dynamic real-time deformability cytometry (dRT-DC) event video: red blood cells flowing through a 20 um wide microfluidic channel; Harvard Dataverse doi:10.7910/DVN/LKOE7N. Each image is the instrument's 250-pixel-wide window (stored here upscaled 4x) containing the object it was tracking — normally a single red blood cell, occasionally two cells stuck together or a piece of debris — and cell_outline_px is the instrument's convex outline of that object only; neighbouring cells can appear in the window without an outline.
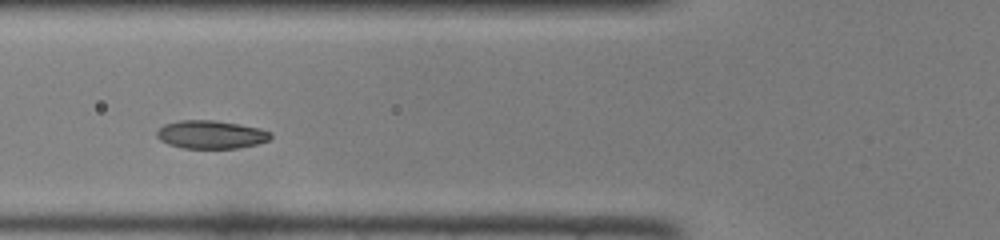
{"species": "common noctule bat (a hibernating species)", "species_latin": "Nyctalus noctula", "temperature_condition": "room temperature", "stored_images_in_passage": 39, "camera_frame_rate_fps": 3000, "um_per_image_px": 0.085, "animal": {"sex": "female", "body_mass_g": 22.0, "forearm_length_mm": 56.7}, "frame": {"image": 1, "passage_image": 10, "time_ms": 3.0, "image_size_px": [1000, 240], "cell_outline_px": [[272, 136], [268, 140], [256, 144], [236, 148], [184, 148], [168, 144], [160, 140], [156, 136], [156, 132], [164, 124], [180, 120], [212, 120], [240, 124], [260, 128], [272, 132]], "centroid_in_image_um": [17.93, 11.43], "position_along_channel_um": 107.9, "area_um2": 18.67}}
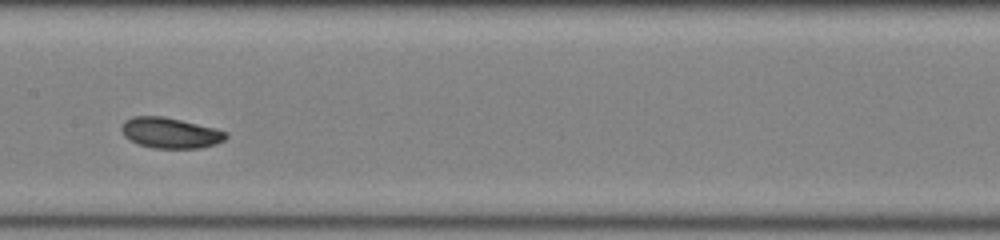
{"frame": {"image": 2, "passage_image": 16, "time_ms": 5.0, "image_size_px": [1000, 240], "cell_outline_px": [[228, 136], [224, 140], [216, 144], [200, 148], [152, 148], [140, 144], [124, 136], [120, 128], [124, 120], [132, 116], [164, 116], [216, 128], [224, 132]], "centroid_in_image_um": [14.46, 11.29], "position_along_channel_um": 192.9, "area_um2": 18.61}}
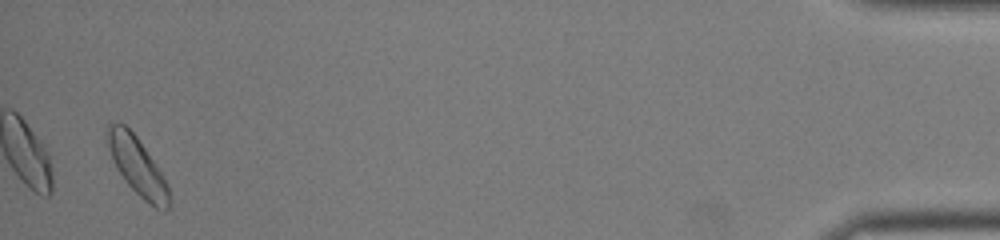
{"frame": {"image": 3, "passage_image": 38, "time_ms": 12.333, "image_size_px": [1000, 240], "cell_outline_px": [[168, 208], [164, 212], [156, 208], [144, 200], [124, 180], [112, 160], [108, 144], [108, 124], [124, 124], [136, 136], [156, 164], [168, 188]], "centroid_in_image_um": [11.67, 14.14], "position_along_channel_um": 423.5, "area_um2": 19.94}}